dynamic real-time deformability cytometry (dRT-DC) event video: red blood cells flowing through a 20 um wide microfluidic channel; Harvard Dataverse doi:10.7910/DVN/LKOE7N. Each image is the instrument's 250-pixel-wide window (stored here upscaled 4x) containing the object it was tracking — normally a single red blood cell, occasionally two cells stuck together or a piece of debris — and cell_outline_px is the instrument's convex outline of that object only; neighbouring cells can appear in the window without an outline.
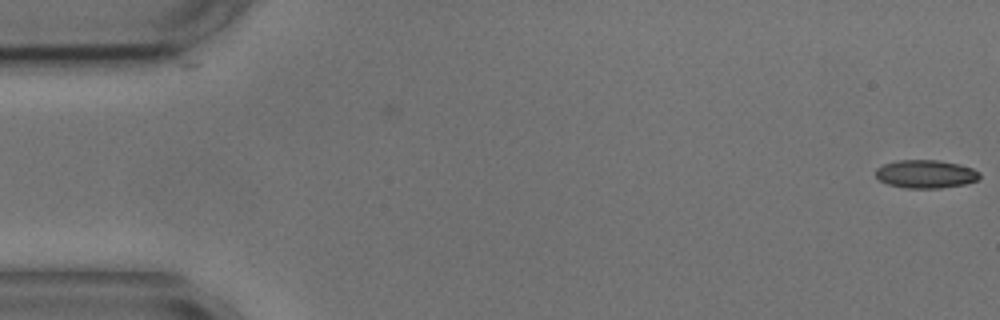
{"species": "common noctule bat (a hibernating species)", "species_latin": "Nyctalus noctula", "temperature_condition": "cold", "stored_images_in_passage": 5, "camera_frame_rate_fps": 3000, "um_per_image_px": 0.085, "animal": {"sex": "male", "body_mass_g": 17.9, "forearm_length_mm": 54.2}, "frame": {"image": 1, "passage_image": 5, "time_ms": 1.333, "image_size_px": [1000, 320], "cell_outline_px": [[980, 176], [976, 180], [964, 184], [940, 188], [904, 188], [888, 184], [880, 180], [876, 176], [876, 168], [884, 164], [896, 160], [940, 160], [960, 164], [972, 168], [980, 172]], "centroid_in_image_um": [78.68, 14.78], "position_along_channel_um": 6.3, "area_um2": 17.11}}